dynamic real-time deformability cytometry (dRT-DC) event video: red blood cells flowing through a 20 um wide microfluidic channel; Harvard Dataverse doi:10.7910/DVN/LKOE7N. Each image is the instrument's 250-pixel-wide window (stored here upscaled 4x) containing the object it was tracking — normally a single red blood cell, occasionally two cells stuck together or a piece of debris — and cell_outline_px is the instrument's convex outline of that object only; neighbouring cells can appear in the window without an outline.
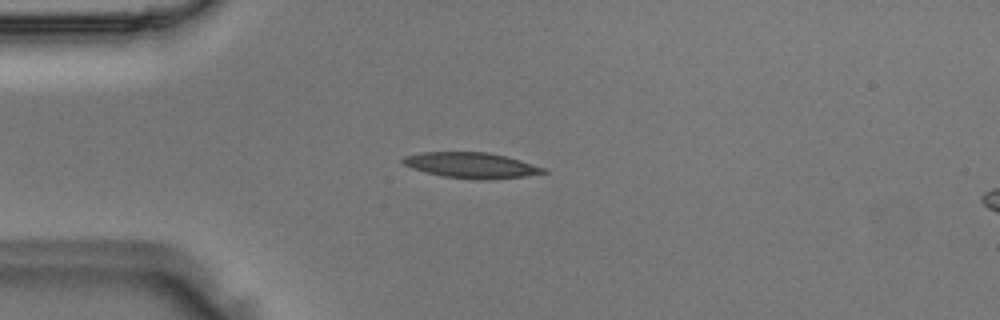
{"species": "Egyptian fruit bat (a non-hibernating species)", "species_latin": "Rousettus aegyptiacus", "temperature_condition": "room temperature", "stored_images_in_passage": 3, "camera_frame_rate_fps": 3000, "um_per_image_px": 0.085, "animal": {"sex": "male"}, "frame": {"image": 1, "passage_image": 3, "time_ms": 0.667, "image_size_px": [1000, 320], "cell_outline_px": [[548, 172], [524, 176], [488, 180], [476, 180], [444, 176], [412, 168], [404, 164], [400, 160], [404, 156], [424, 152], [488, 152], [520, 160], [548, 168]], "centroid_in_image_um": [40.1, 14.05], "position_along_channel_um": 44.9, "area_um2": 20.92}}